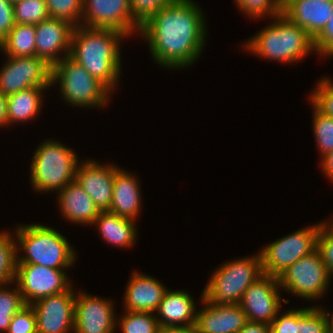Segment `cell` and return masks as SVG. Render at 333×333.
I'll return each instance as SVG.
<instances>
[{
  "mask_svg": "<svg viewBox=\"0 0 333 333\" xmlns=\"http://www.w3.org/2000/svg\"><path fill=\"white\" fill-rule=\"evenodd\" d=\"M125 37L112 29L76 26L71 36L69 57L112 92L120 78L119 44Z\"/></svg>",
  "mask_w": 333,
  "mask_h": 333,
  "instance_id": "obj_2",
  "label": "cell"
},
{
  "mask_svg": "<svg viewBox=\"0 0 333 333\" xmlns=\"http://www.w3.org/2000/svg\"><path fill=\"white\" fill-rule=\"evenodd\" d=\"M49 87H31L6 96L7 126L11 123L30 121L39 114L42 107L44 89Z\"/></svg>",
  "mask_w": 333,
  "mask_h": 333,
  "instance_id": "obj_25",
  "label": "cell"
},
{
  "mask_svg": "<svg viewBox=\"0 0 333 333\" xmlns=\"http://www.w3.org/2000/svg\"><path fill=\"white\" fill-rule=\"evenodd\" d=\"M92 225H97L102 238L116 247H131L137 238L134 220L120 217L109 211H101Z\"/></svg>",
  "mask_w": 333,
  "mask_h": 333,
  "instance_id": "obj_24",
  "label": "cell"
},
{
  "mask_svg": "<svg viewBox=\"0 0 333 333\" xmlns=\"http://www.w3.org/2000/svg\"><path fill=\"white\" fill-rule=\"evenodd\" d=\"M238 333H270V328L266 323L248 321Z\"/></svg>",
  "mask_w": 333,
  "mask_h": 333,
  "instance_id": "obj_42",
  "label": "cell"
},
{
  "mask_svg": "<svg viewBox=\"0 0 333 333\" xmlns=\"http://www.w3.org/2000/svg\"><path fill=\"white\" fill-rule=\"evenodd\" d=\"M192 0H174L147 18L140 28L154 61L164 68L194 64L205 46L206 21Z\"/></svg>",
  "mask_w": 333,
  "mask_h": 333,
  "instance_id": "obj_1",
  "label": "cell"
},
{
  "mask_svg": "<svg viewBox=\"0 0 333 333\" xmlns=\"http://www.w3.org/2000/svg\"><path fill=\"white\" fill-rule=\"evenodd\" d=\"M84 0H45L49 17L80 26Z\"/></svg>",
  "mask_w": 333,
  "mask_h": 333,
  "instance_id": "obj_31",
  "label": "cell"
},
{
  "mask_svg": "<svg viewBox=\"0 0 333 333\" xmlns=\"http://www.w3.org/2000/svg\"><path fill=\"white\" fill-rule=\"evenodd\" d=\"M324 175L333 181V150L321 158V165Z\"/></svg>",
  "mask_w": 333,
  "mask_h": 333,
  "instance_id": "obj_43",
  "label": "cell"
},
{
  "mask_svg": "<svg viewBox=\"0 0 333 333\" xmlns=\"http://www.w3.org/2000/svg\"><path fill=\"white\" fill-rule=\"evenodd\" d=\"M262 275L260 253L228 261L212 273L203 299L213 304H239L245 291Z\"/></svg>",
  "mask_w": 333,
  "mask_h": 333,
  "instance_id": "obj_6",
  "label": "cell"
},
{
  "mask_svg": "<svg viewBox=\"0 0 333 333\" xmlns=\"http://www.w3.org/2000/svg\"><path fill=\"white\" fill-rule=\"evenodd\" d=\"M277 314L269 324L270 333H300V309Z\"/></svg>",
  "mask_w": 333,
  "mask_h": 333,
  "instance_id": "obj_38",
  "label": "cell"
},
{
  "mask_svg": "<svg viewBox=\"0 0 333 333\" xmlns=\"http://www.w3.org/2000/svg\"><path fill=\"white\" fill-rule=\"evenodd\" d=\"M113 302L80 292L75 297L74 333H113L118 324ZM117 323V324H116Z\"/></svg>",
  "mask_w": 333,
  "mask_h": 333,
  "instance_id": "obj_15",
  "label": "cell"
},
{
  "mask_svg": "<svg viewBox=\"0 0 333 333\" xmlns=\"http://www.w3.org/2000/svg\"><path fill=\"white\" fill-rule=\"evenodd\" d=\"M65 270L38 264H17L15 282L24 303L31 305L44 297L68 291L72 286Z\"/></svg>",
  "mask_w": 333,
  "mask_h": 333,
  "instance_id": "obj_10",
  "label": "cell"
},
{
  "mask_svg": "<svg viewBox=\"0 0 333 333\" xmlns=\"http://www.w3.org/2000/svg\"><path fill=\"white\" fill-rule=\"evenodd\" d=\"M327 311L321 307L300 309V333H328Z\"/></svg>",
  "mask_w": 333,
  "mask_h": 333,
  "instance_id": "obj_33",
  "label": "cell"
},
{
  "mask_svg": "<svg viewBox=\"0 0 333 333\" xmlns=\"http://www.w3.org/2000/svg\"><path fill=\"white\" fill-rule=\"evenodd\" d=\"M237 7L247 16L260 19L264 16H276L282 13V7L276 0H235Z\"/></svg>",
  "mask_w": 333,
  "mask_h": 333,
  "instance_id": "obj_34",
  "label": "cell"
},
{
  "mask_svg": "<svg viewBox=\"0 0 333 333\" xmlns=\"http://www.w3.org/2000/svg\"><path fill=\"white\" fill-rule=\"evenodd\" d=\"M75 293L71 287L66 292L44 297L31 304L37 319V333L74 332Z\"/></svg>",
  "mask_w": 333,
  "mask_h": 333,
  "instance_id": "obj_14",
  "label": "cell"
},
{
  "mask_svg": "<svg viewBox=\"0 0 333 333\" xmlns=\"http://www.w3.org/2000/svg\"><path fill=\"white\" fill-rule=\"evenodd\" d=\"M15 24L13 3L0 0V42L10 33Z\"/></svg>",
  "mask_w": 333,
  "mask_h": 333,
  "instance_id": "obj_41",
  "label": "cell"
},
{
  "mask_svg": "<svg viewBox=\"0 0 333 333\" xmlns=\"http://www.w3.org/2000/svg\"><path fill=\"white\" fill-rule=\"evenodd\" d=\"M330 312L327 311V317H328V331L329 333H333V314L330 315ZM331 316V317H330ZM331 318V319H330Z\"/></svg>",
  "mask_w": 333,
  "mask_h": 333,
  "instance_id": "obj_46",
  "label": "cell"
},
{
  "mask_svg": "<svg viewBox=\"0 0 333 333\" xmlns=\"http://www.w3.org/2000/svg\"><path fill=\"white\" fill-rule=\"evenodd\" d=\"M73 29L67 21L52 17L36 24V56L51 67L69 56ZM63 51L65 55L60 57Z\"/></svg>",
  "mask_w": 333,
  "mask_h": 333,
  "instance_id": "obj_16",
  "label": "cell"
},
{
  "mask_svg": "<svg viewBox=\"0 0 333 333\" xmlns=\"http://www.w3.org/2000/svg\"><path fill=\"white\" fill-rule=\"evenodd\" d=\"M159 333H198L196 326L189 327H163Z\"/></svg>",
  "mask_w": 333,
  "mask_h": 333,
  "instance_id": "obj_44",
  "label": "cell"
},
{
  "mask_svg": "<svg viewBox=\"0 0 333 333\" xmlns=\"http://www.w3.org/2000/svg\"><path fill=\"white\" fill-rule=\"evenodd\" d=\"M159 313V314H158ZM160 328L189 327L196 324V305L191 295L184 290L166 291L157 309Z\"/></svg>",
  "mask_w": 333,
  "mask_h": 333,
  "instance_id": "obj_21",
  "label": "cell"
},
{
  "mask_svg": "<svg viewBox=\"0 0 333 333\" xmlns=\"http://www.w3.org/2000/svg\"><path fill=\"white\" fill-rule=\"evenodd\" d=\"M8 1H10L11 3H15V2H17V1H20V0H8Z\"/></svg>",
  "mask_w": 333,
  "mask_h": 333,
  "instance_id": "obj_48",
  "label": "cell"
},
{
  "mask_svg": "<svg viewBox=\"0 0 333 333\" xmlns=\"http://www.w3.org/2000/svg\"><path fill=\"white\" fill-rule=\"evenodd\" d=\"M201 310L197 311L198 333H238L248 322L246 313L239 304H213L203 299Z\"/></svg>",
  "mask_w": 333,
  "mask_h": 333,
  "instance_id": "obj_18",
  "label": "cell"
},
{
  "mask_svg": "<svg viewBox=\"0 0 333 333\" xmlns=\"http://www.w3.org/2000/svg\"><path fill=\"white\" fill-rule=\"evenodd\" d=\"M117 168L113 164L103 165L90 159L77 166L75 180L100 211H108L111 206L114 173Z\"/></svg>",
  "mask_w": 333,
  "mask_h": 333,
  "instance_id": "obj_17",
  "label": "cell"
},
{
  "mask_svg": "<svg viewBox=\"0 0 333 333\" xmlns=\"http://www.w3.org/2000/svg\"><path fill=\"white\" fill-rule=\"evenodd\" d=\"M332 13L333 0H289L282 6V14L313 39L325 28Z\"/></svg>",
  "mask_w": 333,
  "mask_h": 333,
  "instance_id": "obj_19",
  "label": "cell"
},
{
  "mask_svg": "<svg viewBox=\"0 0 333 333\" xmlns=\"http://www.w3.org/2000/svg\"><path fill=\"white\" fill-rule=\"evenodd\" d=\"M17 250L23 249L24 256L17 255V264H38L54 269H66L76 262V252L68 239L56 229L40 224L19 225L14 232ZM19 244V245H18Z\"/></svg>",
  "mask_w": 333,
  "mask_h": 333,
  "instance_id": "obj_4",
  "label": "cell"
},
{
  "mask_svg": "<svg viewBox=\"0 0 333 333\" xmlns=\"http://www.w3.org/2000/svg\"><path fill=\"white\" fill-rule=\"evenodd\" d=\"M321 223L299 229L264 246L259 252L263 274L278 277L300 258L316 250Z\"/></svg>",
  "mask_w": 333,
  "mask_h": 333,
  "instance_id": "obj_8",
  "label": "cell"
},
{
  "mask_svg": "<svg viewBox=\"0 0 333 333\" xmlns=\"http://www.w3.org/2000/svg\"><path fill=\"white\" fill-rule=\"evenodd\" d=\"M137 179L128 171L120 168L115 170L109 212L136 221L141 210V190Z\"/></svg>",
  "mask_w": 333,
  "mask_h": 333,
  "instance_id": "obj_23",
  "label": "cell"
},
{
  "mask_svg": "<svg viewBox=\"0 0 333 333\" xmlns=\"http://www.w3.org/2000/svg\"><path fill=\"white\" fill-rule=\"evenodd\" d=\"M122 333H159L160 326L153 312L126 311L118 319Z\"/></svg>",
  "mask_w": 333,
  "mask_h": 333,
  "instance_id": "obj_28",
  "label": "cell"
},
{
  "mask_svg": "<svg viewBox=\"0 0 333 333\" xmlns=\"http://www.w3.org/2000/svg\"><path fill=\"white\" fill-rule=\"evenodd\" d=\"M313 131L321 157L333 150V118L320 113L313 106Z\"/></svg>",
  "mask_w": 333,
  "mask_h": 333,
  "instance_id": "obj_32",
  "label": "cell"
},
{
  "mask_svg": "<svg viewBox=\"0 0 333 333\" xmlns=\"http://www.w3.org/2000/svg\"><path fill=\"white\" fill-rule=\"evenodd\" d=\"M7 333H37V319L31 305H25L13 315Z\"/></svg>",
  "mask_w": 333,
  "mask_h": 333,
  "instance_id": "obj_37",
  "label": "cell"
},
{
  "mask_svg": "<svg viewBox=\"0 0 333 333\" xmlns=\"http://www.w3.org/2000/svg\"><path fill=\"white\" fill-rule=\"evenodd\" d=\"M0 68V93L5 96L31 87H51V66L37 56H7Z\"/></svg>",
  "mask_w": 333,
  "mask_h": 333,
  "instance_id": "obj_11",
  "label": "cell"
},
{
  "mask_svg": "<svg viewBox=\"0 0 333 333\" xmlns=\"http://www.w3.org/2000/svg\"><path fill=\"white\" fill-rule=\"evenodd\" d=\"M13 234L0 232V286L14 283L17 268V243Z\"/></svg>",
  "mask_w": 333,
  "mask_h": 333,
  "instance_id": "obj_27",
  "label": "cell"
},
{
  "mask_svg": "<svg viewBox=\"0 0 333 333\" xmlns=\"http://www.w3.org/2000/svg\"><path fill=\"white\" fill-rule=\"evenodd\" d=\"M62 216L68 222L92 225L101 212L76 180L57 192Z\"/></svg>",
  "mask_w": 333,
  "mask_h": 333,
  "instance_id": "obj_22",
  "label": "cell"
},
{
  "mask_svg": "<svg viewBox=\"0 0 333 333\" xmlns=\"http://www.w3.org/2000/svg\"><path fill=\"white\" fill-rule=\"evenodd\" d=\"M17 24H39L49 17L45 0H20L13 4Z\"/></svg>",
  "mask_w": 333,
  "mask_h": 333,
  "instance_id": "obj_29",
  "label": "cell"
},
{
  "mask_svg": "<svg viewBox=\"0 0 333 333\" xmlns=\"http://www.w3.org/2000/svg\"><path fill=\"white\" fill-rule=\"evenodd\" d=\"M330 80L322 78L309 98L320 113L333 118V83Z\"/></svg>",
  "mask_w": 333,
  "mask_h": 333,
  "instance_id": "obj_35",
  "label": "cell"
},
{
  "mask_svg": "<svg viewBox=\"0 0 333 333\" xmlns=\"http://www.w3.org/2000/svg\"><path fill=\"white\" fill-rule=\"evenodd\" d=\"M78 159L63 143L44 140L36 148L30 164L31 185L40 193L62 190L75 180Z\"/></svg>",
  "mask_w": 333,
  "mask_h": 333,
  "instance_id": "obj_5",
  "label": "cell"
},
{
  "mask_svg": "<svg viewBox=\"0 0 333 333\" xmlns=\"http://www.w3.org/2000/svg\"><path fill=\"white\" fill-rule=\"evenodd\" d=\"M0 286V331L7 332L13 315L26 304L23 301L19 287L7 288Z\"/></svg>",
  "mask_w": 333,
  "mask_h": 333,
  "instance_id": "obj_30",
  "label": "cell"
},
{
  "mask_svg": "<svg viewBox=\"0 0 333 333\" xmlns=\"http://www.w3.org/2000/svg\"><path fill=\"white\" fill-rule=\"evenodd\" d=\"M174 0H130L134 17L142 24L159 9Z\"/></svg>",
  "mask_w": 333,
  "mask_h": 333,
  "instance_id": "obj_39",
  "label": "cell"
},
{
  "mask_svg": "<svg viewBox=\"0 0 333 333\" xmlns=\"http://www.w3.org/2000/svg\"><path fill=\"white\" fill-rule=\"evenodd\" d=\"M280 6L282 7L284 4H286L289 0H276Z\"/></svg>",
  "mask_w": 333,
  "mask_h": 333,
  "instance_id": "obj_47",
  "label": "cell"
},
{
  "mask_svg": "<svg viewBox=\"0 0 333 333\" xmlns=\"http://www.w3.org/2000/svg\"><path fill=\"white\" fill-rule=\"evenodd\" d=\"M314 50L320 56L333 55V13L325 28L314 39Z\"/></svg>",
  "mask_w": 333,
  "mask_h": 333,
  "instance_id": "obj_40",
  "label": "cell"
},
{
  "mask_svg": "<svg viewBox=\"0 0 333 333\" xmlns=\"http://www.w3.org/2000/svg\"><path fill=\"white\" fill-rule=\"evenodd\" d=\"M0 50L6 56H36V30L34 24H15L0 42Z\"/></svg>",
  "mask_w": 333,
  "mask_h": 333,
  "instance_id": "obj_26",
  "label": "cell"
},
{
  "mask_svg": "<svg viewBox=\"0 0 333 333\" xmlns=\"http://www.w3.org/2000/svg\"><path fill=\"white\" fill-rule=\"evenodd\" d=\"M124 295L125 311L155 312L167 288L150 275L134 272Z\"/></svg>",
  "mask_w": 333,
  "mask_h": 333,
  "instance_id": "obj_20",
  "label": "cell"
},
{
  "mask_svg": "<svg viewBox=\"0 0 333 333\" xmlns=\"http://www.w3.org/2000/svg\"><path fill=\"white\" fill-rule=\"evenodd\" d=\"M7 125V99L6 96L0 93V126Z\"/></svg>",
  "mask_w": 333,
  "mask_h": 333,
  "instance_id": "obj_45",
  "label": "cell"
},
{
  "mask_svg": "<svg viewBox=\"0 0 333 333\" xmlns=\"http://www.w3.org/2000/svg\"><path fill=\"white\" fill-rule=\"evenodd\" d=\"M330 278L317 249L278 276L281 289L308 300L322 297L328 289Z\"/></svg>",
  "mask_w": 333,
  "mask_h": 333,
  "instance_id": "obj_9",
  "label": "cell"
},
{
  "mask_svg": "<svg viewBox=\"0 0 333 333\" xmlns=\"http://www.w3.org/2000/svg\"><path fill=\"white\" fill-rule=\"evenodd\" d=\"M317 250L329 275H333V222H322L317 238Z\"/></svg>",
  "mask_w": 333,
  "mask_h": 333,
  "instance_id": "obj_36",
  "label": "cell"
},
{
  "mask_svg": "<svg viewBox=\"0 0 333 333\" xmlns=\"http://www.w3.org/2000/svg\"><path fill=\"white\" fill-rule=\"evenodd\" d=\"M278 277L263 274L245 291L239 303L250 322L270 324L282 308Z\"/></svg>",
  "mask_w": 333,
  "mask_h": 333,
  "instance_id": "obj_13",
  "label": "cell"
},
{
  "mask_svg": "<svg viewBox=\"0 0 333 333\" xmlns=\"http://www.w3.org/2000/svg\"><path fill=\"white\" fill-rule=\"evenodd\" d=\"M82 26L112 29L128 35L140 32L141 23L134 17L130 0H84Z\"/></svg>",
  "mask_w": 333,
  "mask_h": 333,
  "instance_id": "obj_12",
  "label": "cell"
},
{
  "mask_svg": "<svg viewBox=\"0 0 333 333\" xmlns=\"http://www.w3.org/2000/svg\"><path fill=\"white\" fill-rule=\"evenodd\" d=\"M271 19L273 23L245 42V50L257 57L290 64L314 51V39L304 28L295 25L282 13Z\"/></svg>",
  "mask_w": 333,
  "mask_h": 333,
  "instance_id": "obj_3",
  "label": "cell"
},
{
  "mask_svg": "<svg viewBox=\"0 0 333 333\" xmlns=\"http://www.w3.org/2000/svg\"><path fill=\"white\" fill-rule=\"evenodd\" d=\"M57 82L63 100L75 107L103 108L109 100L110 91L69 56L51 67V85Z\"/></svg>",
  "mask_w": 333,
  "mask_h": 333,
  "instance_id": "obj_7",
  "label": "cell"
}]
</instances>
